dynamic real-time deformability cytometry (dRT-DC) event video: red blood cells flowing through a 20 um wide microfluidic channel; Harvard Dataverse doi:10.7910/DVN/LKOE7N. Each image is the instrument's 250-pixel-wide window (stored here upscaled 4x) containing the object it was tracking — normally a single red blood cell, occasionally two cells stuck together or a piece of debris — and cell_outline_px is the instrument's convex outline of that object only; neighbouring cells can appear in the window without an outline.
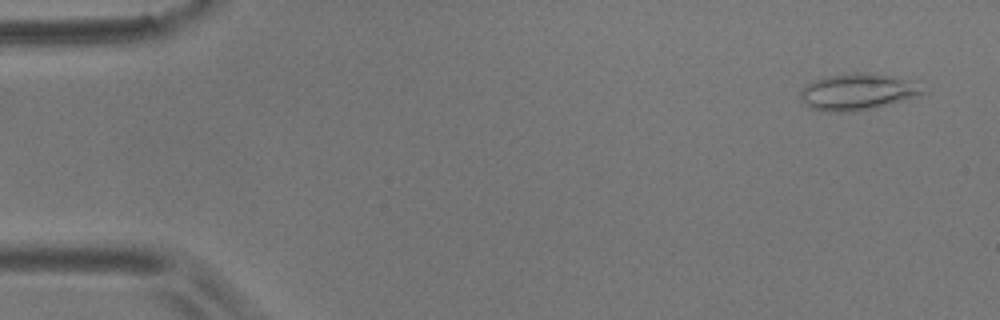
{"species": "common noctule bat (a hibernating species)", "species_latin": "Nyctalus noctula", "temperature_condition": "room temperature", "stored_images_in_passage": 6, "camera_frame_rate_fps": 3000, "um_per_image_px": 0.085, "animal": {"sex": "male", "body_mass_g": 17.9}, "frame": {"image": 1, "passage_image": 1, "time_ms": 0.0, "image_size_px": [1000, 320], "cell_outline_px": [[924, 92], [900, 100], [872, 108], [856, 112], [828, 112], [808, 108], [800, 100], [800, 92], [812, 80], [824, 76], [860, 72], [872, 72], [892, 76]], "centroid_in_image_um": [72.65, 7.82], "position_along_channel_um": 12.3, "area_um2": 25.14}}
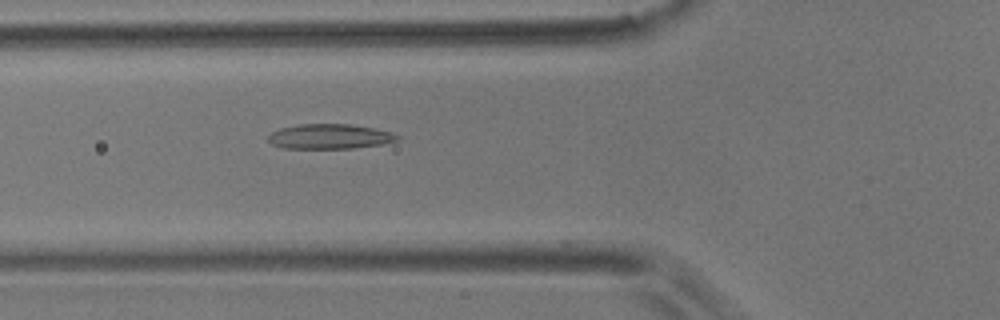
{"frame": {"image": 2, "passage_image": 6, "time_ms": 1.667, "image_size_px": [1000, 320], "cell_outline_px": [[400, 140], [380, 144], [356, 148], [284, 148], [272, 144], [268, 140], [268, 136], [272, 132], [280, 128], [300, 124], [348, 124], [376, 128], [392, 132], [400, 136]], "centroid_in_image_um": [28.06, 11.6], "position_along_channel_um": 97.7, "area_um2": 18.73}}